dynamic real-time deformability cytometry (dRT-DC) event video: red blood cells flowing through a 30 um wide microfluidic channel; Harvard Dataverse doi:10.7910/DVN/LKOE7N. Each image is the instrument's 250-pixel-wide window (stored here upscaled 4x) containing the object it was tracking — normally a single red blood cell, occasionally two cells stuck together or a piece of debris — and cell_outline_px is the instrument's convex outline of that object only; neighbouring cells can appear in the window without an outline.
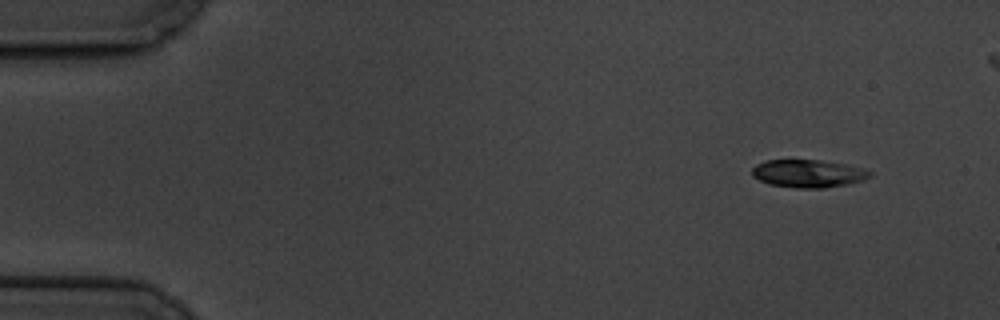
{"species": "common noctule bat (a hibernating species)", "species_latin": "Nyctalus noctula", "temperature_condition": "cold", "stored_images_in_passage": 8, "camera_frame_rate_fps": 3000, "um_per_image_px": 0.085, "animal": {"sex": "male", "body_mass_g": 19.5, "forearm_length_mm": 54.6}, "frame": {"image": 1, "passage_image": 1, "time_ms": 0.0, "image_size_px": [1000, 320], "cell_outline_px": [[872, 176], [864, 180], [848, 184], [824, 188], [796, 188], [768, 184], [752, 176], [752, 168], [756, 164], [768, 160], [792, 156], [848, 164], [864, 168], [872, 172]], "centroid_in_image_um": [68.68, 14.7], "position_along_channel_um": 16.3, "area_um2": 20.06}}
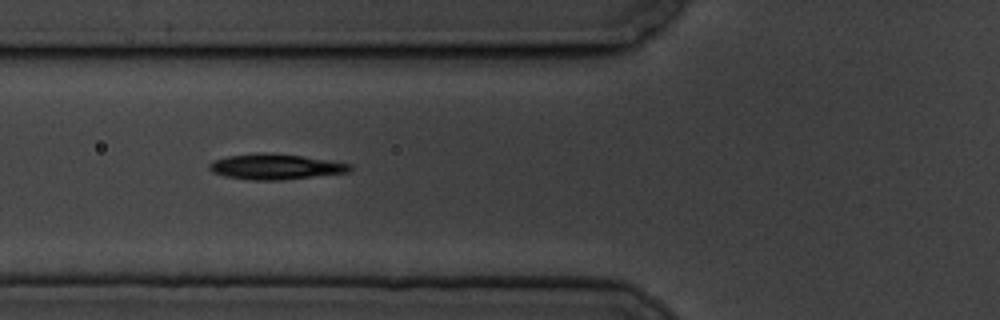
{"frame": {"image": 2, "passage_image": 6, "time_ms": 5.667, "image_size_px": [1000, 320], "cell_outline_px": [[352, 168], [348, 172], [280, 180], [252, 180], [224, 176], [212, 172], [208, 168], [208, 164], [212, 160], [228, 156], [256, 152], [268, 152], [304, 156], [352, 164]], "centroid_in_image_um": [23.36, 14.15], "position_along_channel_um": 102.4, "area_um2": 20.98}}
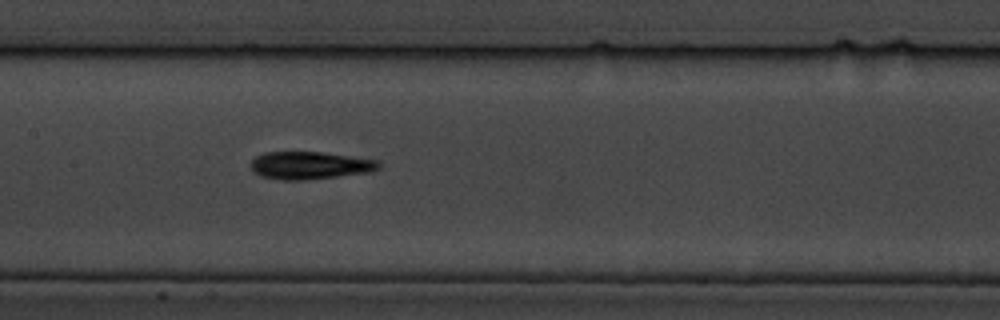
{"frame": {"image": 3, "passage_image": 8, "time_ms": 8.0, "image_size_px": [1000, 320], "cell_outline_px": [[380, 168], [372, 172], [340, 176], [300, 180], [276, 180], [260, 176], [252, 172], [248, 164], [256, 156], [264, 152], [324, 152], [380, 160]], "centroid_in_image_um": [26.32, 14.06], "position_along_channel_um": 181.1, "area_um2": 21.04}}